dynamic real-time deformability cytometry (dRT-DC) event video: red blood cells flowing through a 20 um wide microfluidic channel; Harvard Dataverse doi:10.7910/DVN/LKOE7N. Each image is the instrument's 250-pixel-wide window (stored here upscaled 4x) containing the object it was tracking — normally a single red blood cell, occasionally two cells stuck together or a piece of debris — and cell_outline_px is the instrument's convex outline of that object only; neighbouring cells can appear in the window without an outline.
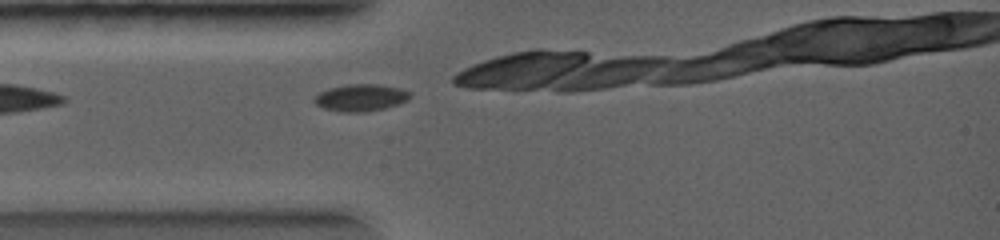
{"species": "common noctule bat (a hibernating species)", "species_latin": "Nyctalus noctula", "temperature_condition": "warm", "stored_images_in_passage": 11, "camera_frame_rate_fps": 5000, "um_per_image_px": 0.085, "animal": {"sex": "female", "body_mass_g": 19.0, "forearm_length_mm": 56.7}, "frame": {"image": 1, "passage_image": 1, "time_ms": 0.0, "image_size_px": [1000, 240], "cell_outline_px": [[412, 96], [408, 100], [384, 108], [364, 112], [340, 112], [324, 108], [316, 104], [312, 100], [320, 92], [328, 88], [348, 84], [380, 84], [400, 88], [412, 92]], "centroid_in_image_um": [30.68, 8.29], "position_along_channel_um": 54.3, "area_um2": 15.14}}